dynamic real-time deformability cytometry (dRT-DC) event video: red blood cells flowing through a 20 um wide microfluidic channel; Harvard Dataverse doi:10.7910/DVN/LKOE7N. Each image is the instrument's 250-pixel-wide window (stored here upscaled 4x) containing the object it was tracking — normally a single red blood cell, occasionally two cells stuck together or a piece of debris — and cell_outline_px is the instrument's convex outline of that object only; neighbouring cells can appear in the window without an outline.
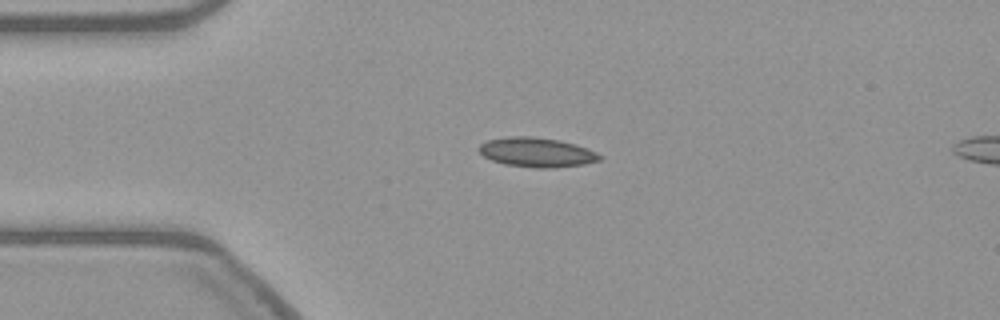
{"species": "common noctule bat (a hibernating species)", "species_latin": "Nyctalus noctula", "temperature_condition": "warm", "stored_images_in_passage": 5, "camera_frame_rate_fps": 3000, "um_per_image_px": 0.085, "animal": {"sex": "female", "body_mass_g": 21.9}, "frame": {"image": 1, "passage_image": 1, "time_ms": 0.0, "image_size_px": [1000, 320], "cell_outline_px": [[600, 160], [584, 164], [552, 168], [536, 168], [504, 164], [492, 160], [484, 156], [476, 148], [480, 144], [488, 140], [508, 136], [532, 136], [560, 140], [576, 144], [596, 152], [600, 156]], "centroid_in_image_um": [45.59, 12.94], "position_along_channel_um": 39.4, "area_um2": 20.75}}